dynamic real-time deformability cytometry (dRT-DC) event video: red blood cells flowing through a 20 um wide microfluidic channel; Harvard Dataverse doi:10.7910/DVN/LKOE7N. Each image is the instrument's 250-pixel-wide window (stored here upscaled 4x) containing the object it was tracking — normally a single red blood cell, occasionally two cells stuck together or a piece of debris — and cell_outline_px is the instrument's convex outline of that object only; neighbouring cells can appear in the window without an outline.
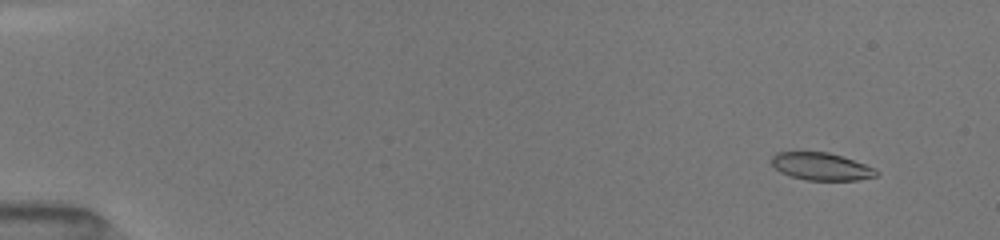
{"species": "common noctule bat (a hibernating species)", "species_latin": "Nyctalus noctula", "temperature_condition": "room temperature", "stored_images_in_passage": 53, "camera_frame_rate_fps": 3000, "um_per_image_px": 0.085, "animal": {"sex": "female", "body_mass_g": 19.5, "forearm_length_mm": 54.1}, "frame": {"image": 1, "passage_image": 5, "time_ms": 1.333, "image_size_px": [1000, 240], "cell_outline_px": [[880, 172], [876, 176], [860, 180], [808, 180], [792, 176], [780, 172], [772, 164], [772, 156], [776, 152], [828, 152], [876, 168]], "centroid_in_image_um": [69.83, 14.15], "position_along_channel_um": 15.2, "area_um2": 16.65}}
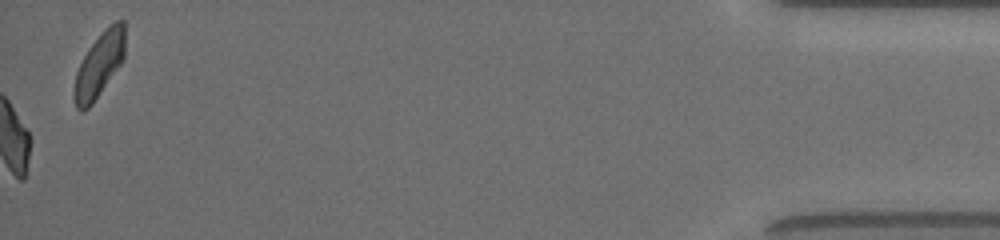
{"frame": {"image": 2, "passage_image": 53, "time_ms": 17.333, "image_size_px": [1000, 240], "cell_outline_px": [[124, 60], [92, 104], [88, 108], [80, 112], [76, 108], [76, 72], [88, 48], [104, 28], [108, 24], [116, 20], [124, 20]], "centroid_in_image_um": [8.48, 5.45], "position_along_channel_um": 426.7, "area_um2": 18.79}, "authors_computed_cell_mechanics": {"area_um2": 17.9758, "velocity_mm_per_s": 4.0611, "shape_relaxation_time_tau1_ms": 5.8626, "shape_relaxation_time_tau2_ms": 2.2376, "deformation_change_tau1": 0.1637, "deformation_change_tau2": 0.0733}}